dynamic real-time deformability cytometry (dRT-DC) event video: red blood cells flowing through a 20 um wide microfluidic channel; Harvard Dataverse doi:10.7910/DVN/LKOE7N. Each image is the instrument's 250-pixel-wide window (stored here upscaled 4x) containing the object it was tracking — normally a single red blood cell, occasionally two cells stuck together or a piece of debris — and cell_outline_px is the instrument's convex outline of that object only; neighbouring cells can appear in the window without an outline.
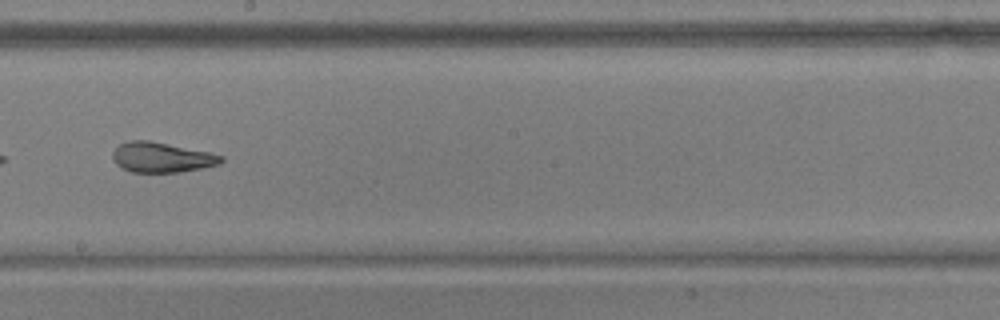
{"species": "common noctule bat (a hibernating species)", "species_latin": "Nyctalus noctula", "temperature_condition": "warm", "stored_images_in_passage": 51, "camera_frame_rate_fps": 3000, "um_per_image_px": 0.085, "animal": {"sex": "male", "body_mass_g": 17.9, "forearm_length_mm": 54.2}, "frame": {"image": 1, "passage_image": 30, "time_ms": 9.667, "image_size_px": [1000, 320], "cell_outline_px": [[224, 160], [220, 164], [204, 168], [180, 172], [132, 172], [120, 168], [112, 160], [112, 152], [120, 144], [128, 140], [148, 140], [212, 152], [224, 156]], "centroid_in_image_um": [13.76, 13.37], "position_along_channel_um": 234.4, "area_um2": 19.36}, "authors_computed_cell_mechanics": {"area_um2": 23.4668, "velocity_mm_per_s": 3.7942, "shape_relaxation_time_tau1_ms": null, "shape_relaxation_time_tau2_ms": 1.5525, "deformation_change_tau1": null, "deformation_change_tau2": 0.0866}}